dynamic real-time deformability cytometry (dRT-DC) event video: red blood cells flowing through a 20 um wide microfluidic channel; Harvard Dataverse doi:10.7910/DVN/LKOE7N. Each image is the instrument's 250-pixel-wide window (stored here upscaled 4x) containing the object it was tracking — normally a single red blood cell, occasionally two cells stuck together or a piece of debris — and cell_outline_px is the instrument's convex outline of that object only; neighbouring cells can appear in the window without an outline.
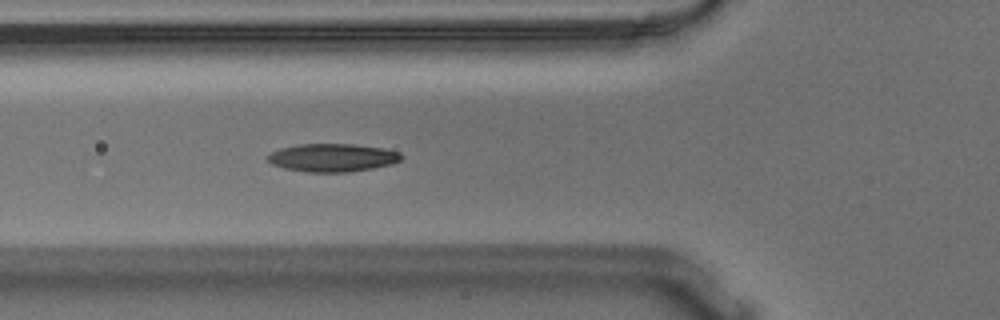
{"species": "Egyptian fruit bat (a non-hibernating species)", "species_latin": "Rousettus aegyptiacus", "temperature_condition": "warm", "stored_images_in_passage": 56, "camera_frame_rate_fps": 3000, "um_per_image_px": 0.085, "animal": {"sex": "male"}, "frame": {"image": 1, "passage_image": 19, "time_ms": 6.0, "image_size_px": [1000, 320], "cell_outline_px": [[404, 156], [400, 160], [392, 164], [372, 168], [348, 172], [308, 172], [284, 168], [272, 164], [268, 160], [268, 156], [272, 152], [280, 148], [296, 144], [356, 144], [384, 148], [400, 152]], "centroid_in_image_um": [28.29, 13.39], "position_along_channel_um": 97.5, "area_um2": 21.91}}
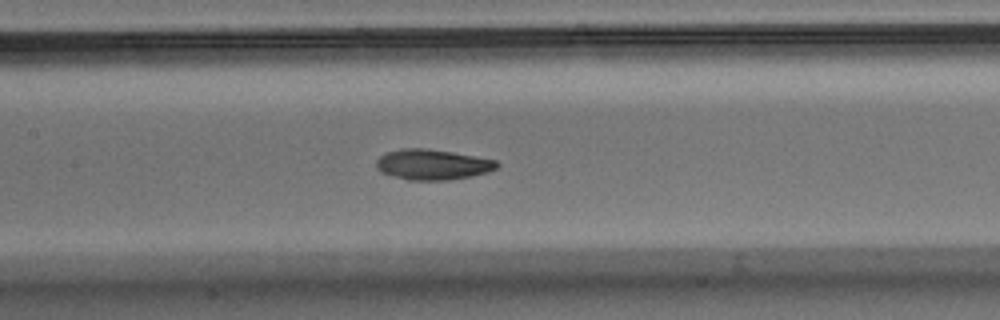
{"frame": {"image": 2, "passage_image": 25, "time_ms": 8.0, "image_size_px": [1000, 320], "cell_outline_px": [[500, 164], [496, 168], [488, 172], [472, 176], [448, 180], [408, 180], [380, 172], [376, 168], [376, 160], [380, 156], [388, 152], [404, 148], [428, 148], [476, 156], [496, 160]], "centroid_in_image_um": [36.77, 13.98], "position_along_channel_um": 170.6, "area_um2": 21.44}}
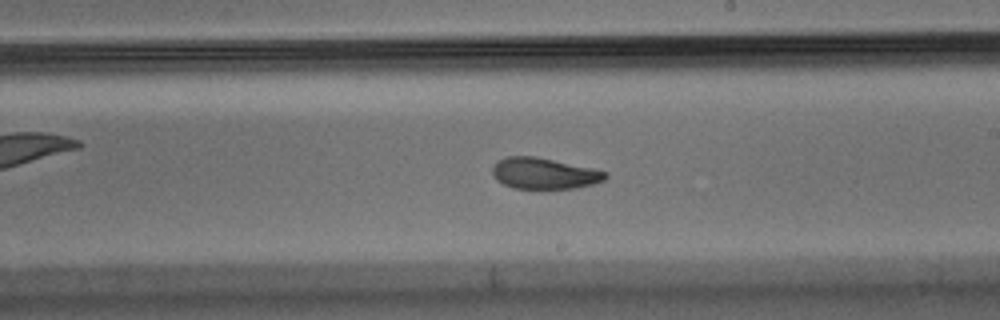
{"frame": {"image": 3, "passage_image": 31, "time_ms": 10.0, "image_size_px": [1000, 320], "cell_outline_px": [[608, 176], [604, 180], [592, 184], [576, 188], [512, 188], [496, 180], [492, 172], [492, 168], [496, 160], [508, 156], [536, 156], [592, 168], [608, 172]], "centroid_in_image_um": [46.23, 14.73], "position_along_channel_um": 242.8, "area_um2": 20.52}, "authors_computed_cell_mechanics": {"area_um2": 21.2126, "velocity_mm_per_s": 3.6158, "shape_relaxation_time_tau1_ms": 7.418, "shape_relaxation_time_tau2_ms": 3.9368, "deformation_change_tau1": 0.2328, "deformation_change_tau2": 0.1031}}